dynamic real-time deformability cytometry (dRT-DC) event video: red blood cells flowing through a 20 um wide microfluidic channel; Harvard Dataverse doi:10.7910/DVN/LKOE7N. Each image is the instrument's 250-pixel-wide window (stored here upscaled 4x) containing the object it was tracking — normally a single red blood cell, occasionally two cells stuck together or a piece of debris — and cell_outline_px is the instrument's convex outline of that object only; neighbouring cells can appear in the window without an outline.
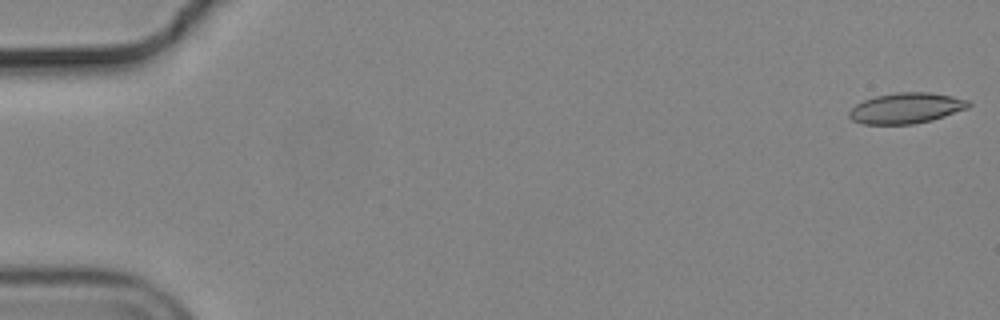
{"species": "common noctule bat (a hibernating species)", "species_latin": "Nyctalus noctula", "temperature_condition": "cold", "stored_images_in_passage": 55, "camera_frame_rate_fps": 3000, "um_per_image_px": 0.085, "animal": {"sex": "male", "body_mass_g": 19.2, "forearm_length_mm": 51.8}, "frame": {"image": 1, "passage_image": 1, "time_ms": 0.0, "image_size_px": [1000, 320], "cell_outline_px": [[972, 104], [968, 108], [932, 120], [912, 124], [864, 124], [852, 120], [848, 116], [848, 112], [856, 104], [864, 100], [876, 96], [896, 92], [928, 92], [952, 96], [968, 100]], "centroid_in_image_um": [77.02, 9.19], "position_along_channel_um": 8.0, "area_um2": 21.27}}
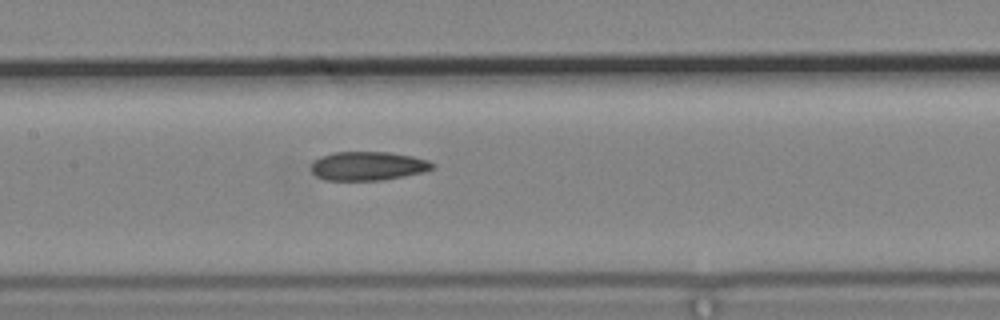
{"frame": {"image": 2, "passage_image": 27, "time_ms": 8.667, "image_size_px": [1000, 320], "cell_outline_px": [[436, 168], [424, 172], [384, 180], [324, 180], [316, 176], [312, 172], [312, 160], [320, 156], [332, 152], [388, 152], [412, 156], [428, 160], [436, 164]], "centroid_in_image_um": [31.29, 14.11], "position_along_channel_um": 176.1, "area_um2": 20.63}}
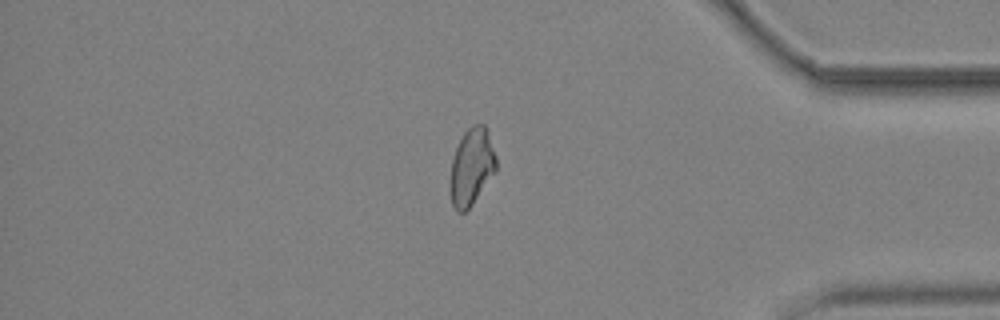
{"frame": {"image": 3, "passage_image": 47, "time_ms": 15.333, "image_size_px": [1000, 320], "cell_outline_px": [[496, 172], [472, 204], [464, 212], [456, 212], [452, 204], [448, 188], [448, 184], [452, 160], [456, 148], [464, 132], [472, 124], [484, 124], [488, 132], [496, 156]], "centroid_in_image_um": [40.06, 14.2], "position_along_channel_um": 395.1, "area_um2": 20.87}, "authors_computed_cell_mechanics": {"area_um2": 21.2126, "velocity_mm_per_s": 3.7069, "shape_relaxation_time_tau1_ms": null, "shape_relaxation_time_tau2_ms": 5.1589, "deformation_change_tau1": null, "deformation_change_tau2": 0.1201}}